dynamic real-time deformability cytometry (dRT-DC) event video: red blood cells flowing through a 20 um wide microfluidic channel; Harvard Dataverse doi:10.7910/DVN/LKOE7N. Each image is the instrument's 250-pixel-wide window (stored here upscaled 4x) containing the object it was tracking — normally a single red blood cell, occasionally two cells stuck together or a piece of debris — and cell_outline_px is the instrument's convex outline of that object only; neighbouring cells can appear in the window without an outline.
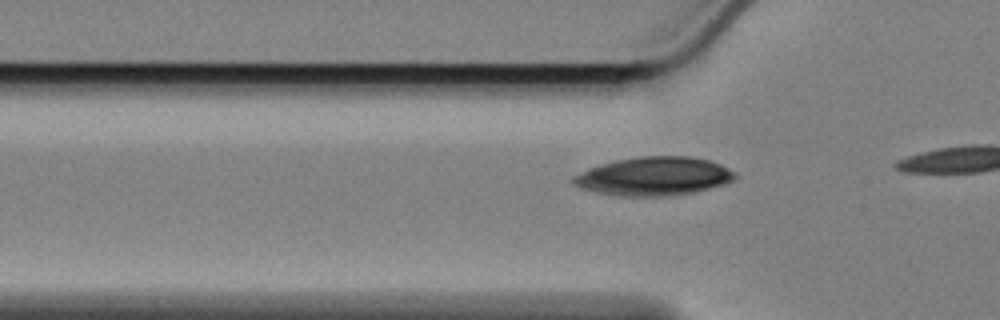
{"species": "Egyptian fruit bat (a non-hibernating species)", "species_latin": "Rousettus aegyptiacus", "temperature_condition": "cold", "stored_images_in_passage": 15, "camera_frame_rate_fps": 3000, "um_per_image_px": 0.085, "animal": {"sex": "female"}, "frame": {"image": 1, "passage_image": 13, "time_ms": 4.0, "image_size_px": [1000, 320], "cell_outline_px": [[736, 176], [732, 180], [724, 184], [692, 192], [664, 196], [620, 196], [596, 192], [580, 188], [572, 184], [572, 176], [588, 168], [600, 164], [616, 160], [640, 156], [688, 156], [708, 160], [720, 164], [728, 168]], "centroid_in_image_um": [55.51, 14.98], "position_along_channel_um": 70.3, "area_um2": 36.13}}